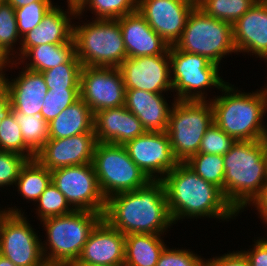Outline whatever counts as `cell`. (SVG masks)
<instances>
[{
  "mask_svg": "<svg viewBox=\"0 0 267 266\" xmlns=\"http://www.w3.org/2000/svg\"><path fill=\"white\" fill-rule=\"evenodd\" d=\"M103 219L124 235H166L174 225L161 180H150L134 191L107 198Z\"/></svg>",
  "mask_w": 267,
  "mask_h": 266,
  "instance_id": "cell-1",
  "label": "cell"
},
{
  "mask_svg": "<svg viewBox=\"0 0 267 266\" xmlns=\"http://www.w3.org/2000/svg\"><path fill=\"white\" fill-rule=\"evenodd\" d=\"M161 181L174 225L185 218L228 222L239 215L219 187L202 179L185 163H179Z\"/></svg>",
  "mask_w": 267,
  "mask_h": 266,
  "instance_id": "cell-2",
  "label": "cell"
},
{
  "mask_svg": "<svg viewBox=\"0 0 267 266\" xmlns=\"http://www.w3.org/2000/svg\"><path fill=\"white\" fill-rule=\"evenodd\" d=\"M216 95L208 100L213 110V121L236 141H254L267 138V100L262 89L241 92L227 82ZM265 123V124H264Z\"/></svg>",
  "mask_w": 267,
  "mask_h": 266,
  "instance_id": "cell-3",
  "label": "cell"
},
{
  "mask_svg": "<svg viewBox=\"0 0 267 266\" xmlns=\"http://www.w3.org/2000/svg\"><path fill=\"white\" fill-rule=\"evenodd\" d=\"M224 158V197L239 214L266 183L264 139L236 141Z\"/></svg>",
  "mask_w": 267,
  "mask_h": 266,
  "instance_id": "cell-4",
  "label": "cell"
},
{
  "mask_svg": "<svg viewBox=\"0 0 267 266\" xmlns=\"http://www.w3.org/2000/svg\"><path fill=\"white\" fill-rule=\"evenodd\" d=\"M102 219L101 213L74 210L67 215L41 220L47 236L41 241L47 265L63 266L77 260L92 230Z\"/></svg>",
  "mask_w": 267,
  "mask_h": 266,
  "instance_id": "cell-5",
  "label": "cell"
},
{
  "mask_svg": "<svg viewBox=\"0 0 267 266\" xmlns=\"http://www.w3.org/2000/svg\"><path fill=\"white\" fill-rule=\"evenodd\" d=\"M80 22H73V39L82 66L119 68L127 53L118 19Z\"/></svg>",
  "mask_w": 267,
  "mask_h": 266,
  "instance_id": "cell-6",
  "label": "cell"
},
{
  "mask_svg": "<svg viewBox=\"0 0 267 266\" xmlns=\"http://www.w3.org/2000/svg\"><path fill=\"white\" fill-rule=\"evenodd\" d=\"M168 52L176 100L207 101L208 89L220 90L227 83L219 74L220 67L206 57L179 50L174 45Z\"/></svg>",
  "mask_w": 267,
  "mask_h": 266,
  "instance_id": "cell-7",
  "label": "cell"
},
{
  "mask_svg": "<svg viewBox=\"0 0 267 266\" xmlns=\"http://www.w3.org/2000/svg\"><path fill=\"white\" fill-rule=\"evenodd\" d=\"M177 49L206 57L221 67V61L237 54L233 43L232 24L206 15L199 7L190 13Z\"/></svg>",
  "mask_w": 267,
  "mask_h": 266,
  "instance_id": "cell-8",
  "label": "cell"
},
{
  "mask_svg": "<svg viewBox=\"0 0 267 266\" xmlns=\"http://www.w3.org/2000/svg\"><path fill=\"white\" fill-rule=\"evenodd\" d=\"M213 122L210 100H175L166 132L174 156L180 163L198 153L201 140Z\"/></svg>",
  "mask_w": 267,
  "mask_h": 266,
  "instance_id": "cell-9",
  "label": "cell"
},
{
  "mask_svg": "<svg viewBox=\"0 0 267 266\" xmlns=\"http://www.w3.org/2000/svg\"><path fill=\"white\" fill-rule=\"evenodd\" d=\"M92 164L99 188L106 199L134 191L150 181L131 160L124 145L97 142Z\"/></svg>",
  "mask_w": 267,
  "mask_h": 266,
  "instance_id": "cell-10",
  "label": "cell"
},
{
  "mask_svg": "<svg viewBox=\"0 0 267 266\" xmlns=\"http://www.w3.org/2000/svg\"><path fill=\"white\" fill-rule=\"evenodd\" d=\"M22 207H4L0 214V255L16 266H48L40 234L29 223Z\"/></svg>",
  "mask_w": 267,
  "mask_h": 266,
  "instance_id": "cell-11",
  "label": "cell"
},
{
  "mask_svg": "<svg viewBox=\"0 0 267 266\" xmlns=\"http://www.w3.org/2000/svg\"><path fill=\"white\" fill-rule=\"evenodd\" d=\"M51 181L74 210L104 213L106 198L99 188L92 163L54 169Z\"/></svg>",
  "mask_w": 267,
  "mask_h": 266,
  "instance_id": "cell-12",
  "label": "cell"
},
{
  "mask_svg": "<svg viewBox=\"0 0 267 266\" xmlns=\"http://www.w3.org/2000/svg\"><path fill=\"white\" fill-rule=\"evenodd\" d=\"M125 85L119 68L83 66L80 74V98L92 112L121 107L125 103Z\"/></svg>",
  "mask_w": 267,
  "mask_h": 266,
  "instance_id": "cell-13",
  "label": "cell"
},
{
  "mask_svg": "<svg viewBox=\"0 0 267 266\" xmlns=\"http://www.w3.org/2000/svg\"><path fill=\"white\" fill-rule=\"evenodd\" d=\"M124 146L131 160L150 180H162L180 163L174 156L166 131H146Z\"/></svg>",
  "mask_w": 267,
  "mask_h": 266,
  "instance_id": "cell-14",
  "label": "cell"
},
{
  "mask_svg": "<svg viewBox=\"0 0 267 266\" xmlns=\"http://www.w3.org/2000/svg\"><path fill=\"white\" fill-rule=\"evenodd\" d=\"M126 90L173 92L169 52L163 55L127 58L119 66Z\"/></svg>",
  "mask_w": 267,
  "mask_h": 266,
  "instance_id": "cell-15",
  "label": "cell"
},
{
  "mask_svg": "<svg viewBox=\"0 0 267 266\" xmlns=\"http://www.w3.org/2000/svg\"><path fill=\"white\" fill-rule=\"evenodd\" d=\"M195 6L183 0H138L137 10L169 46L175 45Z\"/></svg>",
  "mask_w": 267,
  "mask_h": 266,
  "instance_id": "cell-16",
  "label": "cell"
},
{
  "mask_svg": "<svg viewBox=\"0 0 267 266\" xmlns=\"http://www.w3.org/2000/svg\"><path fill=\"white\" fill-rule=\"evenodd\" d=\"M96 144L95 133L48 139L36 153L35 159L50 171L61 167L92 163Z\"/></svg>",
  "mask_w": 267,
  "mask_h": 266,
  "instance_id": "cell-17",
  "label": "cell"
},
{
  "mask_svg": "<svg viewBox=\"0 0 267 266\" xmlns=\"http://www.w3.org/2000/svg\"><path fill=\"white\" fill-rule=\"evenodd\" d=\"M233 43L237 52L267 60V0L257 2L234 24Z\"/></svg>",
  "mask_w": 267,
  "mask_h": 266,
  "instance_id": "cell-18",
  "label": "cell"
},
{
  "mask_svg": "<svg viewBox=\"0 0 267 266\" xmlns=\"http://www.w3.org/2000/svg\"><path fill=\"white\" fill-rule=\"evenodd\" d=\"M125 235L102 219L92 230L77 261L97 266H124Z\"/></svg>",
  "mask_w": 267,
  "mask_h": 266,
  "instance_id": "cell-19",
  "label": "cell"
},
{
  "mask_svg": "<svg viewBox=\"0 0 267 266\" xmlns=\"http://www.w3.org/2000/svg\"><path fill=\"white\" fill-rule=\"evenodd\" d=\"M66 10V11H65ZM77 10L54 5L43 16L41 23L22 37L20 57L31 47L41 44H63L73 39V19ZM72 17V18H71Z\"/></svg>",
  "mask_w": 267,
  "mask_h": 266,
  "instance_id": "cell-20",
  "label": "cell"
},
{
  "mask_svg": "<svg viewBox=\"0 0 267 266\" xmlns=\"http://www.w3.org/2000/svg\"><path fill=\"white\" fill-rule=\"evenodd\" d=\"M127 58L163 55L169 50L168 43L135 11L118 19Z\"/></svg>",
  "mask_w": 267,
  "mask_h": 266,
  "instance_id": "cell-21",
  "label": "cell"
},
{
  "mask_svg": "<svg viewBox=\"0 0 267 266\" xmlns=\"http://www.w3.org/2000/svg\"><path fill=\"white\" fill-rule=\"evenodd\" d=\"M145 132L138 118L124 105L100 110L94 114L97 142L125 145Z\"/></svg>",
  "mask_w": 267,
  "mask_h": 266,
  "instance_id": "cell-22",
  "label": "cell"
},
{
  "mask_svg": "<svg viewBox=\"0 0 267 266\" xmlns=\"http://www.w3.org/2000/svg\"><path fill=\"white\" fill-rule=\"evenodd\" d=\"M163 93L138 89L126 90L124 106L132 112L148 132H165L175 98L169 104Z\"/></svg>",
  "mask_w": 267,
  "mask_h": 266,
  "instance_id": "cell-23",
  "label": "cell"
},
{
  "mask_svg": "<svg viewBox=\"0 0 267 266\" xmlns=\"http://www.w3.org/2000/svg\"><path fill=\"white\" fill-rule=\"evenodd\" d=\"M18 76L8 79L6 75V86L8 88L11 108L25 115L41 113L44 97L48 92L45 79L40 72L20 68Z\"/></svg>",
  "mask_w": 267,
  "mask_h": 266,
  "instance_id": "cell-24",
  "label": "cell"
},
{
  "mask_svg": "<svg viewBox=\"0 0 267 266\" xmlns=\"http://www.w3.org/2000/svg\"><path fill=\"white\" fill-rule=\"evenodd\" d=\"M74 39L63 44H41L29 48L17 61L12 60L8 68L14 69L19 66L35 71L43 72L63 63H68L74 56ZM29 60V61H27Z\"/></svg>",
  "mask_w": 267,
  "mask_h": 266,
  "instance_id": "cell-25",
  "label": "cell"
},
{
  "mask_svg": "<svg viewBox=\"0 0 267 266\" xmlns=\"http://www.w3.org/2000/svg\"><path fill=\"white\" fill-rule=\"evenodd\" d=\"M49 139L94 133V113L80 98L48 123Z\"/></svg>",
  "mask_w": 267,
  "mask_h": 266,
  "instance_id": "cell-26",
  "label": "cell"
},
{
  "mask_svg": "<svg viewBox=\"0 0 267 266\" xmlns=\"http://www.w3.org/2000/svg\"><path fill=\"white\" fill-rule=\"evenodd\" d=\"M163 235L144 233L125 235L124 266H156L166 246Z\"/></svg>",
  "mask_w": 267,
  "mask_h": 266,
  "instance_id": "cell-27",
  "label": "cell"
},
{
  "mask_svg": "<svg viewBox=\"0 0 267 266\" xmlns=\"http://www.w3.org/2000/svg\"><path fill=\"white\" fill-rule=\"evenodd\" d=\"M51 183V171L42 166L36 159L28 160L21 168L15 186L19 196L24 200L36 203L40 195Z\"/></svg>",
  "mask_w": 267,
  "mask_h": 266,
  "instance_id": "cell-28",
  "label": "cell"
},
{
  "mask_svg": "<svg viewBox=\"0 0 267 266\" xmlns=\"http://www.w3.org/2000/svg\"><path fill=\"white\" fill-rule=\"evenodd\" d=\"M21 42L22 38L17 30L15 9L2 0L0 3V50L10 61H17L20 56Z\"/></svg>",
  "mask_w": 267,
  "mask_h": 266,
  "instance_id": "cell-29",
  "label": "cell"
},
{
  "mask_svg": "<svg viewBox=\"0 0 267 266\" xmlns=\"http://www.w3.org/2000/svg\"><path fill=\"white\" fill-rule=\"evenodd\" d=\"M137 7L138 0H86L77 10L76 18L86 17L83 14L89 10L95 15L92 19H119L137 11Z\"/></svg>",
  "mask_w": 267,
  "mask_h": 266,
  "instance_id": "cell-30",
  "label": "cell"
},
{
  "mask_svg": "<svg viewBox=\"0 0 267 266\" xmlns=\"http://www.w3.org/2000/svg\"><path fill=\"white\" fill-rule=\"evenodd\" d=\"M82 63L75 55L68 63L45 70L42 73L48 89L80 90Z\"/></svg>",
  "mask_w": 267,
  "mask_h": 266,
  "instance_id": "cell-31",
  "label": "cell"
},
{
  "mask_svg": "<svg viewBox=\"0 0 267 266\" xmlns=\"http://www.w3.org/2000/svg\"><path fill=\"white\" fill-rule=\"evenodd\" d=\"M16 121L21 127L25 144L36 154L49 139V125L41 113L29 116L16 112L12 108Z\"/></svg>",
  "mask_w": 267,
  "mask_h": 266,
  "instance_id": "cell-32",
  "label": "cell"
},
{
  "mask_svg": "<svg viewBox=\"0 0 267 266\" xmlns=\"http://www.w3.org/2000/svg\"><path fill=\"white\" fill-rule=\"evenodd\" d=\"M185 164L202 179L219 187L224 195V158L221 155L197 153Z\"/></svg>",
  "mask_w": 267,
  "mask_h": 266,
  "instance_id": "cell-33",
  "label": "cell"
},
{
  "mask_svg": "<svg viewBox=\"0 0 267 266\" xmlns=\"http://www.w3.org/2000/svg\"><path fill=\"white\" fill-rule=\"evenodd\" d=\"M257 0H201L199 8L208 16L234 24Z\"/></svg>",
  "mask_w": 267,
  "mask_h": 266,
  "instance_id": "cell-34",
  "label": "cell"
},
{
  "mask_svg": "<svg viewBox=\"0 0 267 266\" xmlns=\"http://www.w3.org/2000/svg\"><path fill=\"white\" fill-rule=\"evenodd\" d=\"M0 150L14 152L35 159L36 154L25 144L21 127L10 111L1 121L0 125Z\"/></svg>",
  "mask_w": 267,
  "mask_h": 266,
  "instance_id": "cell-35",
  "label": "cell"
},
{
  "mask_svg": "<svg viewBox=\"0 0 267 266\" xmlns=\"http://www.w3.org/2000/svg\"><path fill=\"white\" fill-rule=\"evenodd\" d=\"M37 219L39 221L53 217L70 214L74 209L69 205L65 196L52 183L47 186L35 203Z\"/></svg>",
  "mask_w": 267,
  "mask_h": 266,
  "instance_id": "cell-36",
  "label": "cell"
},
{
  "mask_svg": "<svg viewBox=\"0 0 267 266\" xmlns=\"http://www.w3.org/2000/svg\"><path fill=\"white\" fill-rule=\"evenodd\" d=\"M55 4L54 1H37L15 9L17 30L21 38L38 26L43 16Z\"/></svg>",
  "mask_w": 267,
  "mask_h": 266,
  "instance_id": "cell-37",
  "label": "cell"
},
{
  "mask_svg": "<svg viewBox=\"0 0 267 266\" xmlns=\"http://www.w3.org/2000/svg\"><path fill=\"white\" fill-rule=\"evenodd\" d=\"M80 99V90L49 89L43 100L41 114L48 123L64 109Z\"/></svg>",
  "mask_w": 267,
  "mask_h": 266,
  "instance_id": "cell-38",
  "label": "cell"
},
{
  "mask_svg": "<svg viewBox=\"0 0 267 266\" xmlns=\"http://www.w3.org/2000/svg\"><path fill=\"white\" fill-rule=\"evenodd\" d=\"M235 143L236 140L233 137L227 135L213 122L201 140L198 153L223 156Z\"/></svg>",
  "mask_w": 267,
  "mask_h": 266,
  "instance_id": "cell-39",
  "label": "cell"
},
{
  "mask_svg": "<svg viewBox=\"0 0 267 266\" xmlns=\"http://www.w3.org/2000/svg\"><path fill=\"white\" fill-rule=\"evenodd\" d=\"M156 266H206V259L191 249L170 248L167 245L161 252Z\"/></svg>",
  "mask_w": 267,
  "mask_h": 266,
  "instance_id": "cell-40",
  "label": "cell"
},
{
  "mask_svg": "<svg viewBox=\"0 0 267 266\" xmlns=\"http://www.w3.org/2000/svg\"><path fill=\"white\" fill-rule=\"evenodd\" d=\"M28 160L23 155L0 150V188L3 190L8 186L14 188L20 170Z\"/></svg>",
  "mask_w": 267,
  "mask_h": 266,
  "instance_id": "cell-41",
  "label": "cell"
},
{
  "mask_svg": "<svg viewBox=\"0 0 267 266\" xmlns=\"http://www.w3.org/2000/svg\"><path fill=\"white\" fill-rule=\"evenodd\" d=\"M252 244V248L240 251L246 257L250 266H267V238L258 237Z\"/></svg>",
  "mask_w": 267,
  "mask_h": 266,
  "instance_id": "cell-42",
  "label": "cell"
},
{
  "mask_svg": "<svg viewBox=\"0 0 267 266\" xmlns=\"http://www.w3.org/2000/svg\"><path fill=\"white\" fill-rule=\"evenodd\" d=\"M221 256L206 258L207 266H250L248 260L241 251H229Z\"/></svg>",
  "mask_w": 267,
  "mask_h": 266,
  "instance_id": "cell-43",
  "label": "cell"
},
{
  "mask_svg": "<svg viewBox=\"0 0 267 266\" xmlns=\"http://www.w3.org/2000/svg\"><path fill=\"white\" fill-rule=\"evenodd\" d=\"M254 207L257 210L258 217L261 219L262 223L267 222V181L261 188L259 194L251 201L247 206L248 208Z\"/></svg>",
  "mask_w": 267,
  "mask_h": 266,
  "instance_id": "cell-44",
  "label": "cell"
},
{
  "mask_svg": "<svg viewBox=\"0 0 267 266\" xmlns=\"http://www.w3.org/2000/svg\"><path fill=\"white\" fill-rule=\"evenodd\" d=\"M11 99L7 86L0 88V125L3 118L10 112Z\"/></svg>",
  "mask_w": 267,
  "mask_h": 266,
  "instance_id": "cell-45",
  "label": "cell"
},
{
  "mask_svg": "<svg viewBox=\"0 0 267 266\" xmlns=\"http://www.w3.org/2000/svg\"><path fill=\"white\" fill-rule=\"evenodd\" d=\"M10 61H0V88L6 85V71H8V66ZM7 69V70H6Z\"/></svg>",
  "mask_w": 267,
  "mask_h": 266,
  "instance_id": "cell-46",
  "label": "cell"
},
{
  "mask_svg": "<svg viewBox=\"0 0 267 266\" xmlns=\"http://www.w3.org/2000/svg\"><path fill=\"white\" fill-rule=\"evenodd\" d=\"M8 4H10L14 9L20 8L25 5H29L33 2L37 1H52V0H5Z\"/></svg>",
  "mask_w": 267,
  "mask_h": 266,
  "instance_id": "cell-47",
  "label": "cell"
},
{
  "mask_svg": "<svg viewBox=\"0 0 267 266\" xmlns=\"http://www.w3.org/2000/svg\"><path fill=\"white\" fill-rule=\"evenodd\" d=\"M66 1L68 4L66 7L78 10L86 0H66Z\"/></svg>",
  "mask_w": 267,
  "mask_h": 266,
  "instance_id": "cell-48",
  "label": "cell"
},
{
  "mask_svg": "<svg viewBox=\"0 0 267 266\" xmlns=\"http://www.w3.org/2000/svg\"><path fill=\"white\" fill-rule=\"evenodd\" d=\"M0 266H16L12 261L0 255Z\"/></svg>",
  "mask_w": 267,
  "mask_h": 266,
  "instance_id": "cell-49",
  "label": "cell"
},
{
  "mask_svg": "<svg viewBox=\"0 0 267 266\" xmlns=\"http://www.w3.org/2000/svg\"><path fill=\"white\" fill-rule=\"evenodd\" d=\"M63 266H97V265H89V264H85L83 262H79L77 260L68 262L66 264H64Z\"/></svg>",
  "mask_w": 267,
  "mask_h": 266,
  "instance_id": "cell-50",
  "label": "cell"
},
{
  "mask_svg": "<svg viewBox=\"0 0 267 266\" xmlns=\"http://www.w3.org/2000/svg\"><path fill=\"white\" fill-rule=\"evenodd\" d=\"M264 160H265L266 179H267V138L264 139Z\"/></svg>",
  "mask_w": 267,
  "mask_h": 266,
  "instance_id": "cell-51",
  "label": "cell"
},
{
  "mask_svg": "<svg viewBox=\"0 0 267 266\" xmlns=\"http://www.w3.org/2000/svg\"><path fill=\"white\" fill-rule=\"evenodd\" d=\"M185 2H188L189 4L198 7L201 0H183Z\"/></svg>",
  "mask_w": 267,
  "mask_h": 266,
  "instance_id": "cell-52",
  "label": "cell"
},
{
  "mask_svg": "<svg viewBox=\"0 0 267 266\" xmlns=\"http://www.w3.org/2000/svg\"><path fill=\"white\" fill-rule=\"evenodd\" d=\"M0 61H10L0 50Z\"/></svg>",
  "mask_w": 267,
  "mask_h": 266,
  "instance_id": "cell-53",
  "label": "cell"
},
{
  "mask_svg": "<svg viewBox=\"0 0 267 266\" xmlns=\"http://www.w3.org/2000/svg\"><path fill=\"white\" fill-rule=\"evenodd\" d=\"M265 62H267V60H265ZM266 85H267V83H266ZM266 85H264L265 87H263V88H261V89H262V91L264 92L265 98H266V100H267V86H266Z\"/></svg>",
  "mask_w": 267,
  "mask_h": 266,
  "instance_id": "cell-54",
  "label": "cell"
},
{
  "mask_svg": "<svg viewBox=\"0 0 267 266\" xmlns=\"http://www.w3.org/2000/svg\"><path fill=\"white\" fill-rule=\"evenodd\" d=\"M3 212V208L0 207V214Z\"/></svg>",
  "mask_w": 267,
  "mask_h": 266,
  "instance_id": "cell-55",
  "label": "cell"
}]
</instances>
